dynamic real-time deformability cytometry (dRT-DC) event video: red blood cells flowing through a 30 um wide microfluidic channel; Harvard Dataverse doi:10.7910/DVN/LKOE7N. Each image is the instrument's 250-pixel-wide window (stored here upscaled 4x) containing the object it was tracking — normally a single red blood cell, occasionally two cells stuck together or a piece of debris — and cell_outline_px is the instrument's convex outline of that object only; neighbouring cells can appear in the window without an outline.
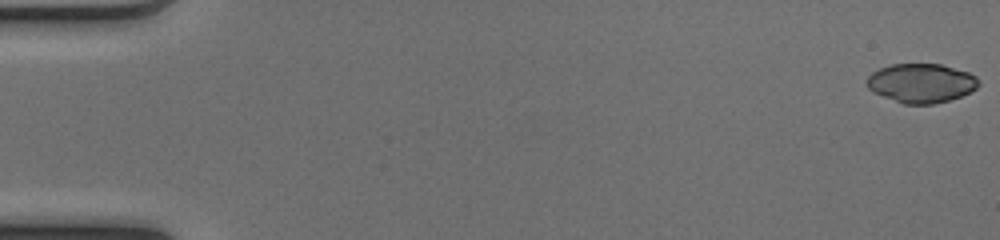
{"species": "common noctule bat (a hibernating species)", "species_latin": "Nyctalus noctula", "temperature_condition": "cold", "stored_images_in_passage": 47, "camera_frame_rate_fps": 3000, "um_per_image_px": 0.085, "animal": {"sex": "female", "body_mass_g": 17.0, "forearm_length_mm": 48.0}, "frame": {"image": 1, "passage_image": 1, "time_ms": 0.0, "image_size_px": [1000, 240], "cell_outline_px": [[980, 84], [976, 88], [960, 96], [948, 100], [932, 104], [904, 104], [872, 92], [868, 88], [868, 76], [872, 72], [880, 68], [892, 64], [940, 64], [968, 72], [976, 76], [980, 80]], "centroid_in_image_um": [78.31, 7.06], "position_along_channel_um": 6.7, "area_um2": 25.32}}